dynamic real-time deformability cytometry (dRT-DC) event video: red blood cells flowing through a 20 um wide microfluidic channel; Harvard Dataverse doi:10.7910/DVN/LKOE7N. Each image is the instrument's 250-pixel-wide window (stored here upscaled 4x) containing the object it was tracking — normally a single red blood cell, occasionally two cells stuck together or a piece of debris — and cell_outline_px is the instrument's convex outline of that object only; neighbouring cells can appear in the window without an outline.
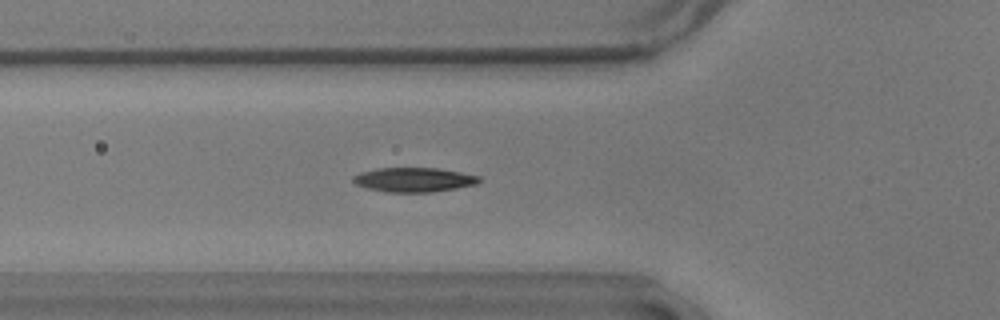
{"species": "common noctule bat (a hibernating species)", "species_latin": "Nyctalus noctula", "temperature_condition": "warm", "stored_images_in_passage": 47, "camera_frame_rate_fps": 3000, "um_per_image_px": 0.085, "animal": {"sex": "male", "body_mass_g": 17.9}, "frame": {"image": 1, "passage_image": 12, "time_ms": 3.667, "image_size_px": [1000, 320], "cell_outline_px": [[480, 180], [476, 184], [456, 188], [432, 192], [388, 192], [368, 188], [356, 184], [352, 180], [352, 176], [360, 172], [376, 168], [436, 168], [460, 172], [480, 176]], "centroid_in_image_um": [35.16, 15.27], "position_along_channel_um": 90.6, "area_um2": 17.8}}
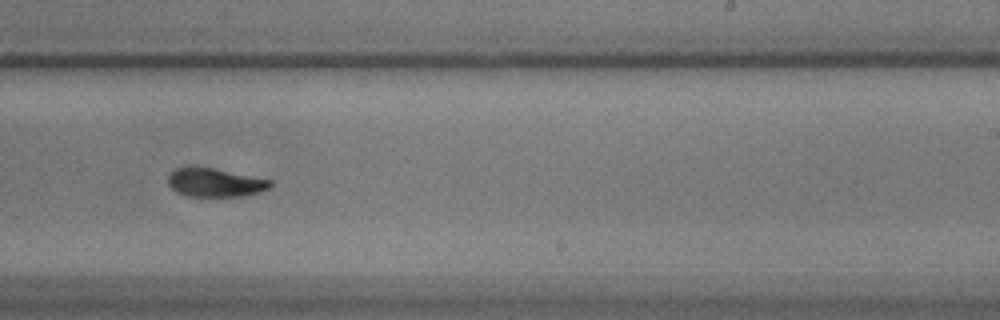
{"frame": {"image": 2, "passage_image": 27, "time_ms": 8.667, "image_size_px": [1000, 320], "cell_outline_px": [[272, 184], [268, 188], [260, 192], [240, 196], [188, 196], [176, 192], [168, 184], [168, 176], [176, 168], [192, 164], [272, 180]], "centroid_in_image_um": [18.23, 15.49], "position_along_channel_um": 270.8, "area_um2": 17.17}}
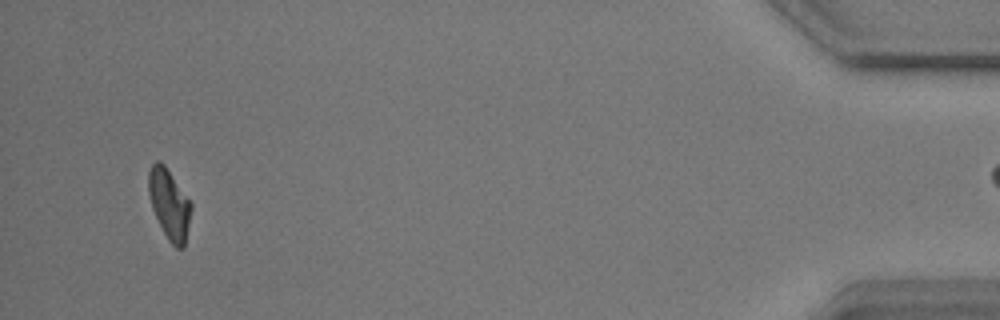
{"frame": {"image": 3, "passage_image": 46, "time_ms": 15.0, "image_size_px": [1000, 320], "cell_outline_px": [[192, 208], [184, 248], [176, 248], [168, 240], [152, 208], [148, 192], [148, 172], [152, 164], [156, 160], [160, 160], [164, 164], [192, 204]], "centroid_in_image_um": [14.38, 17.34], "position_along_channel_um": 420.8, "area_um2": 17.22}}